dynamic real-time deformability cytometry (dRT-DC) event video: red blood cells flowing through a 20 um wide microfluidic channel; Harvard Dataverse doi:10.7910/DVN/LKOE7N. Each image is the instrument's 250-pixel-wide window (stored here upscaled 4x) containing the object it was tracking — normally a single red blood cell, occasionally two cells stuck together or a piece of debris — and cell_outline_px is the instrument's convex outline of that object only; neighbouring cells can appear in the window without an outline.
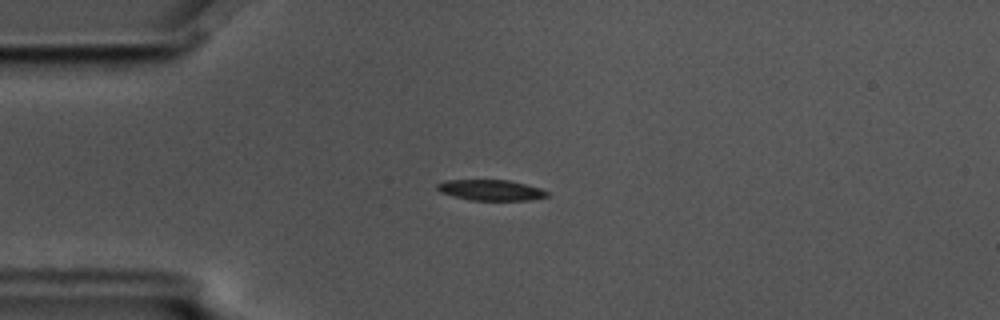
{"species": "common noctule bat (a hibernating species)", "species_latin": "Nyctalus noctula", "temperature_condition": "cold", "stored_images_in_passage": 7, "camera_frame_rate_fps": 3000, "um_per_image_px": 0.085, "animal": {"sex": "male", "body_mass_g": 17.5, "forearm_length_mm": 52.3}, "frame": {"image": 1, "passage_image": 3, "time_ms": 0.667, "image_size_px": [1000, 320], "cell_outline_px": [[548, 196], [528, 200], [472, 200], [440, 192], [436, 188], [436, 184], [444, 180], [508, 180], [540, 188], [548, 192]], "centroid_in_image_um": [41.7, 16.15], "position_along_channel_um": 43.3, "area_um2": 13.06}}